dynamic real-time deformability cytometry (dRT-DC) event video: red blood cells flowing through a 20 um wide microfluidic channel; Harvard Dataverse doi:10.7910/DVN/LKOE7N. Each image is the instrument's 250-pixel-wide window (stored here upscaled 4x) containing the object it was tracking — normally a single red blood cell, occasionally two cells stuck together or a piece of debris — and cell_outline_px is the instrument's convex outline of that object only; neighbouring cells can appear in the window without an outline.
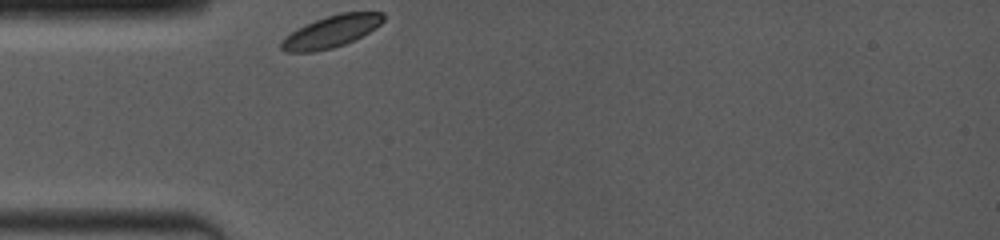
{"species": "common noctule bat (a hibernating species)", "species_latin": "Nyctalus noctula", "temperature_condition": "room temperature", "stored_images_in_passage": 53, "camera_frame_rate_fps": 4000, "um_per_image_px": 0.085, "animal": {"sex": "female", "body_mass_g": 19.0, "forearm_length_mm": 53.3}, "frame": {"image": 1, "passage_image": 1, "time_ms": 0.0, "image_size_px": [1000, 240], "cell_outline_px": [[384, 20], [376, 28], [344, 44], [332, 48], [312, 52], [284, 52], [280, 48], [280, 44], [292, 32], [304, 24], [340, 12], [384, 12]], "centroid_in_image_um": [28.16, 2.67], "position_along_channel_um": 56.8, "area_um2": 18.67}}
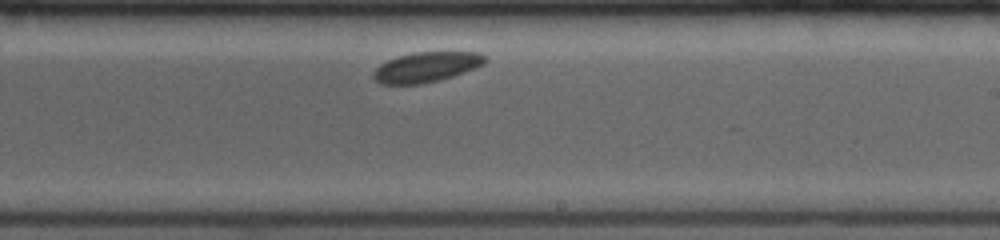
{"frame": {"image": 2, "passage_image": 31, "time_ms": 5.5, "image_size_px": [1000, 240], "cell_outline_px": [[488, 60], [484, 64], [476, 68], [440, 80], [420, 84], [380, 84], [372, 76], [372, 72], [380, 64], [388, 60], [412, 52], [480, 52]], "centroid_in_image_um": [36.24, 5.7], "position_along_channel_um": 252.8, "area_um2": 19.59}}
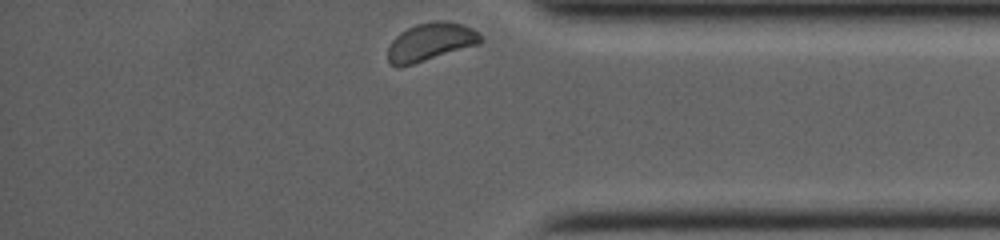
{"frame": {"image": 3, "passage_image": 53, "time_ms": 9.5, "image_size_px": [1000, 240], "cell_outline_px": [[484, 40], [480, 44], [400, 68], [396, 68], [388, 64], [388, 48], [392, 40], [400, 32], [416, 24], [432, 20], [440, 20], [460, 24], [472, 28], [480, 32]], "centroid_in_image_um": [36.59, 3.58], "position_along_channel_um": 398.6, "area_um2": 20.87}, "authors_computed_cell_mechanics": {"area_um2": 20.0566, "velocity_mm_per_s": 3.6754, "shape_relaxation_time_tau1_ms": 2.8956, "shape_relaxation_time_tau2_ms": null, "deformation_change_tau1": 0.0554, "deformation_change_tau2": null}}